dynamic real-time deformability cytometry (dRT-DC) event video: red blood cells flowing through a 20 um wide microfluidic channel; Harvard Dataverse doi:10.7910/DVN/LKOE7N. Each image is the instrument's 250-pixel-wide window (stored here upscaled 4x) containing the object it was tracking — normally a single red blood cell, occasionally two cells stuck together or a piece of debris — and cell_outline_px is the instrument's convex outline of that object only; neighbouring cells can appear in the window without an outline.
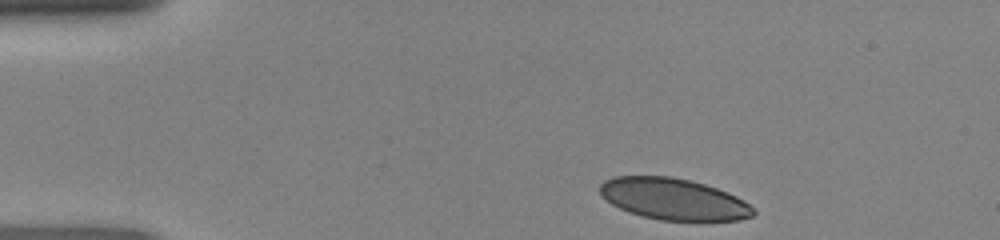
{"species": "human", "species_latin": "Homo sapiens", "temperature_condition": "room temperature", "stored_images_in_passage": 35, "camera_frame_rate_fps": 3000, "um_per_image_px": 0.085, "donor": {"sex": "female"}, "frame": {"image": 1, "passage_image": 1, "time_ms": 0.0, "image_size_px": [1000, 240], "cell_outline_px": [[756, 212], [752, 216], [740, 220], [660, 220], [628, 212], [612, 204], [600, 196], [600, 184], [604, 180], [612, 176], [672, 176], [704, 184], [716, 188], [736, 196], [748, 204]], "centroid_in_image_um": [57.2, 16.91], "position_along_channel_um": 27.8, "area_um2": 36.88}}
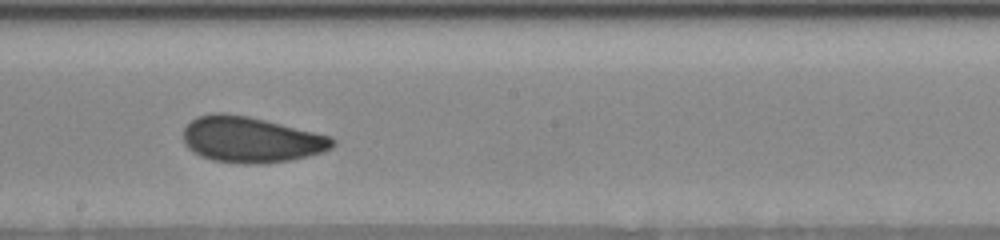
{"frame": {"image": 2, "passage_image": 20, "time_ms": 6.333, "image_size_px": [1000, 240], "cell_outline_px": [[336, 144], [332, 148], [324, 152], [308, 156], [288, 160], [256, 164], [244, 164], [212, 160], [200, 156], [192, 152], [184, 144], [184, 128], [196, 116], [212, 112], [224, 112], [248, 116], [332, 136], [336, 140]], "centroid_in_image_um": [21.33, 11.86], "position_along_channel_um": 226.9, "area_um2": 40.11}}
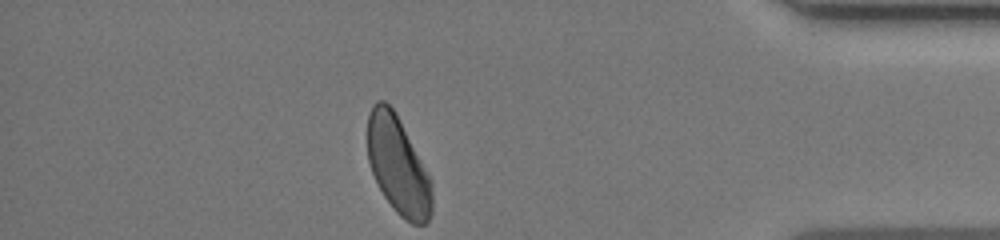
{"frame": {"image": 3, "passage_image": 35, "time_ms": 11.333, "image_size_px": [1000, 240], "cell_outline_px": [[432, 212], [428, 224], [412, 224], [404, 220], [396, 212], [384, 196], [372, 172], [368, 160], [368, 116], [372, 104], [376, 100], [384, 100], [396, 112], [432, 180]], "centroid_in_image_um": [33.85, 14.08], "position_along_channel_um": 401.3, "area_um2": 36.88}}